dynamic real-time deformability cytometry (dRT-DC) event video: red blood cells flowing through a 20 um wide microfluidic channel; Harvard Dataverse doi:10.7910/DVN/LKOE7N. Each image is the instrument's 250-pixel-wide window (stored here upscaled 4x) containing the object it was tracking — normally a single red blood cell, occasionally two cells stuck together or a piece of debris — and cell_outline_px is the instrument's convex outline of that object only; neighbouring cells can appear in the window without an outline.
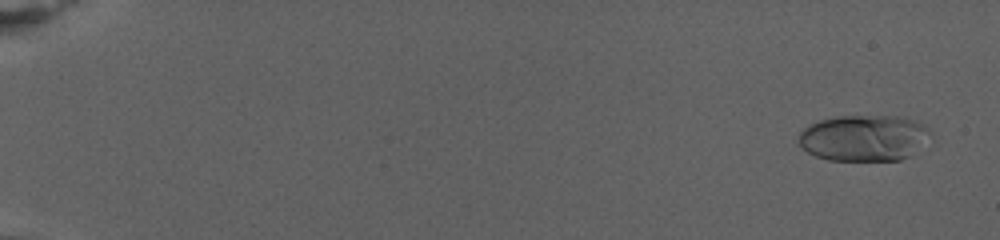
{"species": "human", "species_latin": "Homo sapiens", "temperature_condition": "warm", "stored_images_in_passage": 79, "camera_frame_rate_fps": 3000, "um_per_image_px": 0.085, "donor": {"sex": "female"}, "frame": {"image": 1, "passage_image": 4, "time_ms": 1.0, "image_size_px": [1000, 240], "cell_outline_px": [[932, 132], [908, 156], [900, 160], [828, 160], [816, 156], [808, 152], [800, 144], [800, 132], [808, 124], [820, 120], [836, 116], [900, 116], [924, 124]], "centroid_in_image_um": [73.39, 11.71], "position_along_channel_um": 11.6, "area_um2": 35.03}}
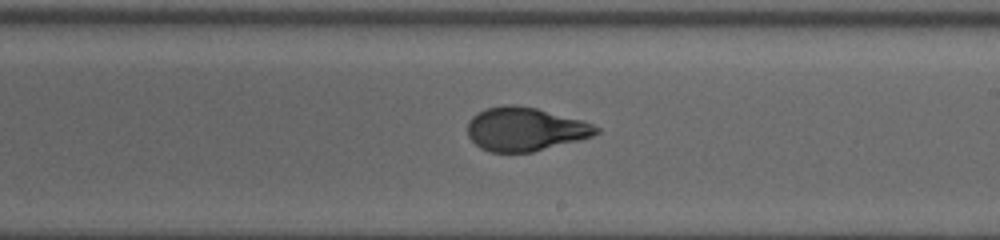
{"frame": {"image": 2, "passage_image": 50, "time_ms": 16.333, "image_size_px": [1000, 240], "cell_outline_px": [[600, 132], [592, 136], [580, 140], [532, 152], [488, 152], [480, 148], [468, 136], [468, 124], [472, 116], [484, 108], [504, 104], [512, 104], [536, 108], [580, 120], [592, 124], [600, 128]], "centroid_in_image_um": [44.61, 10.98], "position_along_channel_um": 244.4, "area_um2": 32.66}}
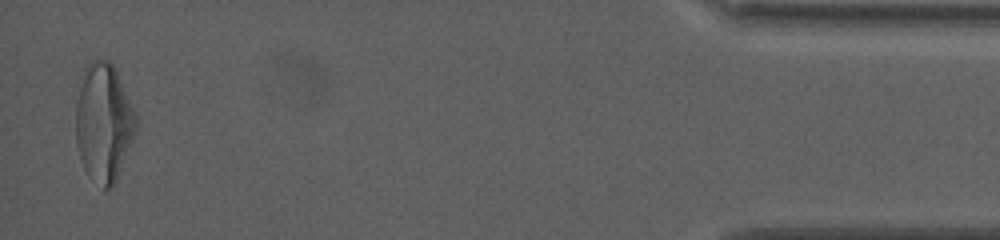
{"frame": {"image": 3, "passage_image": 78, "time_ms": 25.667, "image_size_px": [1000, 240], "cell_outline_px": [[136, 128], [116, 180], [112, 188], [104, 188], [88, 176], [80, 160], [76, 144], [76, 104], [84, 68], [92, 60], [108, 60], [116, 68], [136, 112]], "centroid_in_image_um": [8.8, 10.4], "position_along_channel_um": 426.4, "area_um2": 41.27}, "authors_computed_cell_mechanics": {"area_um2": 33.1772, "velocity_mm_per_s": 2.7248, "shape_relaxation_time_tau1_ms": 8.2362, "shape_relaxation_time_tau2_ms": null, "deformation_change_tau1": 0.2281, "deformation_change_tau2": null}}